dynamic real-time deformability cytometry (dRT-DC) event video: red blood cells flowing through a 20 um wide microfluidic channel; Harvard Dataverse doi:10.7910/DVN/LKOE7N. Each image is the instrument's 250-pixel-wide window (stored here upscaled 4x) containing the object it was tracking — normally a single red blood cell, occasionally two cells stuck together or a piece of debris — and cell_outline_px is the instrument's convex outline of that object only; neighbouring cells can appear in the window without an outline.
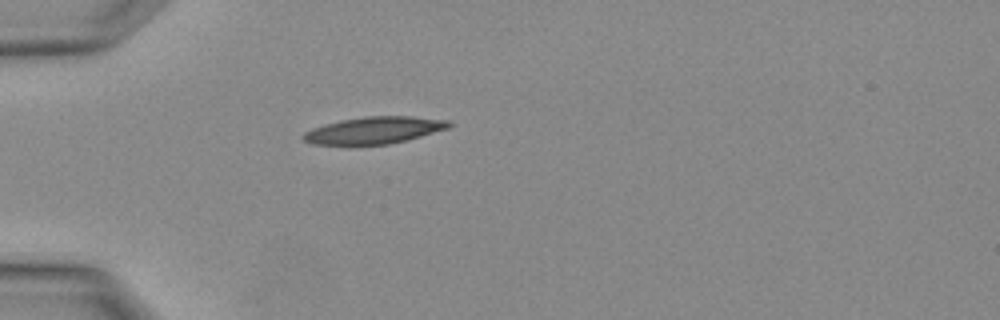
{"species": "Egyptian fruit bat (a non-hibernating species)", "species_latin": "Rousettus aegyptiacus", "temperature_condition": "warm", "stored_images_in_passage": 1, "camera_frame_rate_fps": 3000, "um_per_image_px": 0.085, "animal": {"sex": "female"}, "frame": {"image": 1, "passage_image": 1, "time_ms": 0.0, "image_size_px": [1000, 320], "cell_outline_px": [[452, 124], [448, 128], [420, 136], [388, 144], [312, 144], [304, 140], [300, 136], [304, 132], [312, 128], [324, 124], [340, 120], [364, 116], [412, 116], [448, 120]], "centroid_in_image_um": [31.77, 11.05], "position_along_channel_um": 53.2, "area_um2": 22.66}}